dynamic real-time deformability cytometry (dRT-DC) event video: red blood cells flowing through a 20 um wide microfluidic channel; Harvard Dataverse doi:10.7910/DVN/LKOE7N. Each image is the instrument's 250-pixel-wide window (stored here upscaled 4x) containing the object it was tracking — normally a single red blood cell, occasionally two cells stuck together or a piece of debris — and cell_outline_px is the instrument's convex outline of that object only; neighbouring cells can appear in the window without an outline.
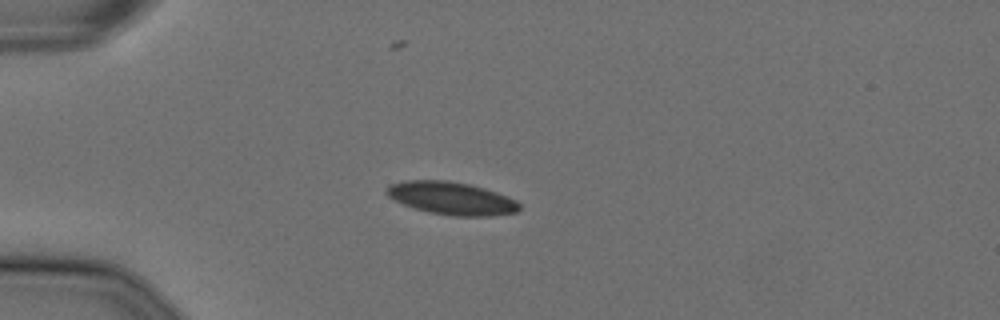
{"species": "Egyptian fruit bat (a non-hibernating species)", "species_latin": "Rousettus aegyptiacus", "temperature_condition": "cold", "stored_images_in_passage": 42, "camera_frame_rate_fps": 3000, "um_per_image_px": 0.085, "animal": {"sex": "female"}, "frame": {"image": 1, "passage_image": 1, "time_ms": 0.0, "image_size_px": [1000, 320], "cell_outline_px": [[520, 208], [516, 212], [492, 216], [452, 216], [428, 212], [392, 200], [384, 192], [388, 184], [408, 180], [444, 180], [468, 184], [484, 188], [496, 192], [516, 200], [520, 204]], "centroid_in_image_um": [38.34, 16.85], "position_along_channel_um": 46.7, "area_um2": 25.37}}
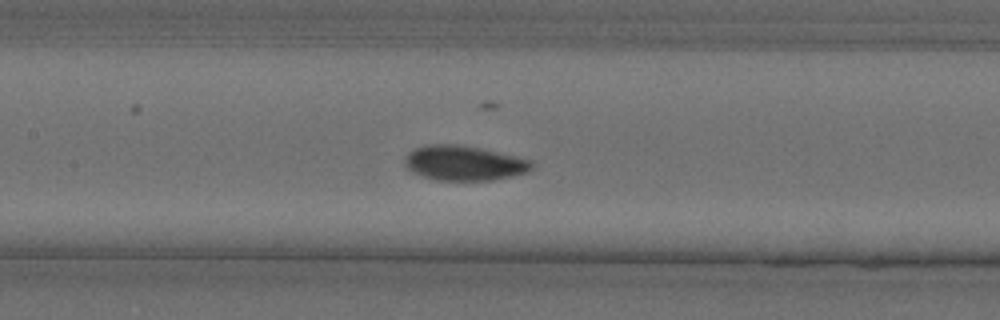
{"frame": {"image": 2, "passage_image": 13, "time_ms": 4.0, "image_size_px": [1000, 320], "cell_outline_px": [[536, 164], [528, 172], [512, 176], [492, 180], [436, 180], [424, 176], [404, 168], [404, 156], [408, 152], [416, 148], [428, 144], [456, 144], [496, 152], [532, 160]], "centroid_in_image_um": [39.42, 13.87], "position_along_channel_um": 168.0, "area_um2": 25.72}}
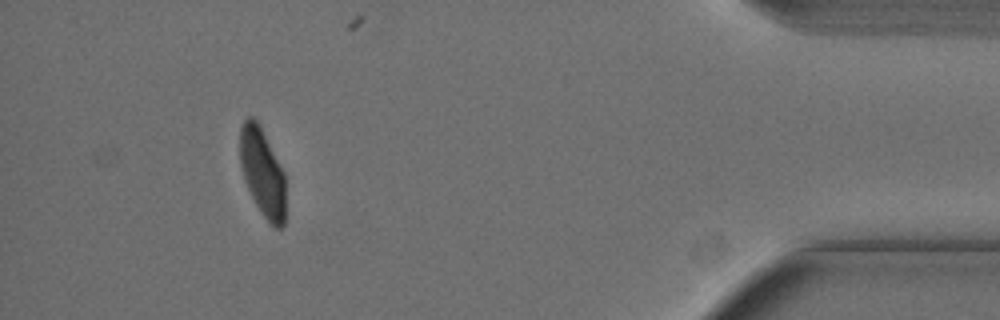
{"frame": {"image": 3, "passage_image": 38, "time_ms": 12.333, "image_size_px": [1000, 320], "cell_outline_px": [[284, 224], [280, 228], [272, 228], [256, 204], [244, 180], [240, 164], [240, 124], [248, 116], [252, 116], [260, 124], [284, 172]], "centroid_in_image_um": [22.29, 14.62], "position_along_channel_um": 412.9, "area_um2": 23.41}, "authors_computed_cell_mechanics": {"area_um2": 25.2008, "velocity_mm_per_s": 3.5932, "shape_relaxation_time_tau1_ms": 5.2639, "shape_relaxation_time_tau2_ms": null, "deformation_change_tau1": 0.1342, "deformation_change_tau2": null}}